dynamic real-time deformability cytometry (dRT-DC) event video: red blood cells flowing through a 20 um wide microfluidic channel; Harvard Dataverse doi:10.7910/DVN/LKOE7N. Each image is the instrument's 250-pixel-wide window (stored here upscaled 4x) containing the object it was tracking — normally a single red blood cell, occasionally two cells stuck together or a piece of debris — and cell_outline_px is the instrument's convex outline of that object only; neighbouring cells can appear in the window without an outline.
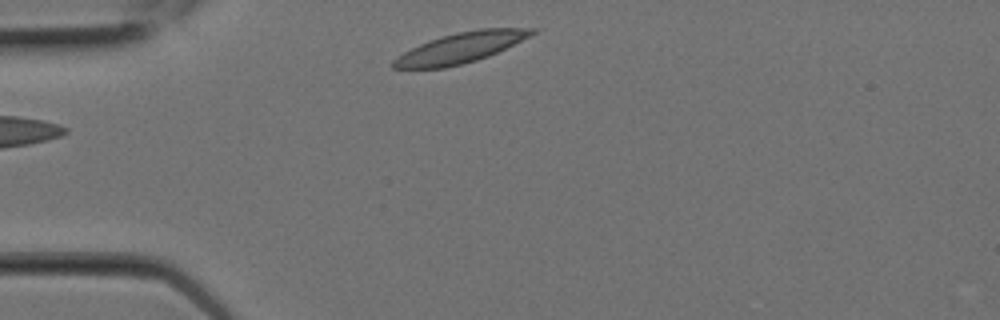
{"species": "Egyptian fruit bat (a non-hibernating species)", "species_latin": "Rousettus aegyptiacus", "temperature_condition": "room temperature", "stored_images_in_passage": 6, "segment_of_instrument_passage": [2, 2], "camera_frame_rate_fps": 3000, "um_per_image_px": 0.085, "animal": {"sex": "female"}, "frame": {"image": 1, "passage_image": 6, "time_ms": 1.667, "image_size_px": [1000, 320], "cell_outline_px": [[536, 32], [532, 36], [488, 56], [476, 60], [444, 68], [392, 68], [388, 64], [396, 56], [428, 40], [456, 32], [480, 28], [536, 28]], "centroid_in_image_um": [39.13, 4.05], "position_along_channel_um": 45.9, "area_um2": 24.51}}